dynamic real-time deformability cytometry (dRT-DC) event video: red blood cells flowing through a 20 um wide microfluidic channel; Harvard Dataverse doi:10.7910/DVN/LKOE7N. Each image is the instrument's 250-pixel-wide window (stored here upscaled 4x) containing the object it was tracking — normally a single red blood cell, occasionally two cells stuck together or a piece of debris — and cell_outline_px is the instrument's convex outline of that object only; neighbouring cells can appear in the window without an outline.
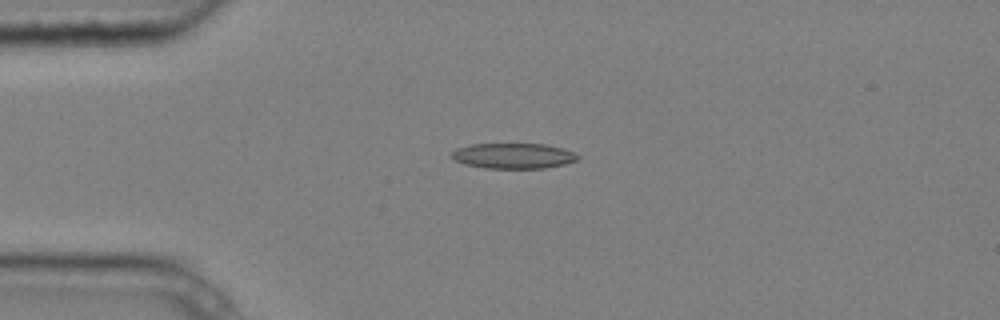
{"species": "common noctule bat (a hibernating species)", "species_latin": "Nyctalus noctula", "temperature_condition": "cold", "stored_images_in_passage": 7, "camera_frame_rate_fps": 3000, "um_per_image_px": 0.085, "animal": {"sex": "male", "body_mass_g": 20.4}, "frame": {"image": 1, "passage_image": 4, "time_ms": 1.0, "image_size_px": [1000, 320], "cell_outline_px": [[580, 156], [576, 160], [564, 164], [544, 168], [484, 168], [464, 164], [456, 160], [452, 156], [452, 152], [456, 148], [472, 144], [544, 144], [564, 148]], "centroid_in_image_um": [43.63, 13.24], "position_along_channel_um": 41.4, "area_um2": 18.55}}
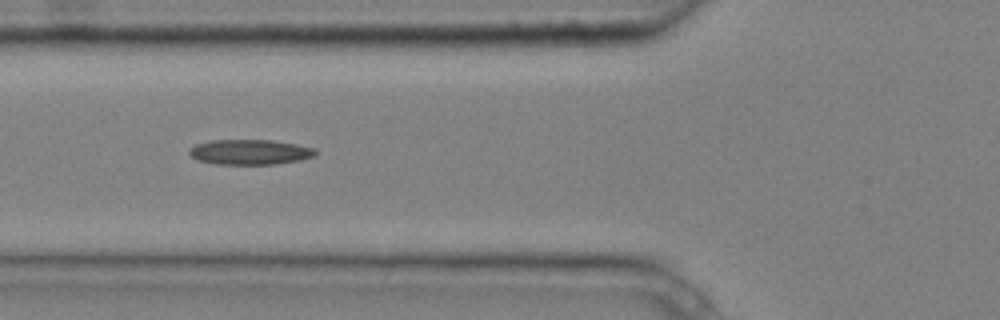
{"frame": {"image": 2, "passage_image": 6, "time_ms": 1.667, "image_size_px": [1000, 320], "cell_outline_px": [[316, 156], [300, 160], [276, 164], [216, 164], [196, 160], [188, 152], [188, 148], [196, 144], [212, 140], [272, 140], [296, 144], [316, 148]], "centroid_in_image_um": [21.24, 12.92], "position_along_channel_um": 104.6, "area_um2": 18.61}}
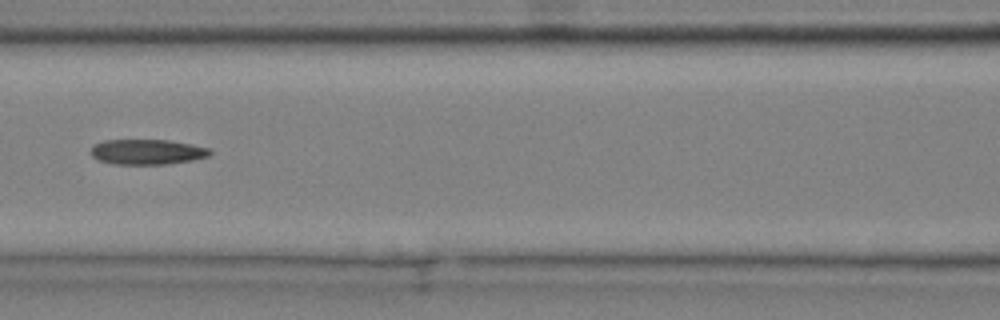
{"frame": {"image": 3, "passage_image": 7, "time_ms": 2.0, "image_size_px": [1000, 320], "cell_outline_px": [[212, 152], [208, 156], [192, 160], [164, 164], [112, 164], [100, 160], [92, 156], [92, 144], [104, 140], [168, 140], [192, 144], [208, 148]], "centroid_in_image_um": [12.49, 12.9], "position_along_channel_um": 154.1, "area_um2": 17.4}}